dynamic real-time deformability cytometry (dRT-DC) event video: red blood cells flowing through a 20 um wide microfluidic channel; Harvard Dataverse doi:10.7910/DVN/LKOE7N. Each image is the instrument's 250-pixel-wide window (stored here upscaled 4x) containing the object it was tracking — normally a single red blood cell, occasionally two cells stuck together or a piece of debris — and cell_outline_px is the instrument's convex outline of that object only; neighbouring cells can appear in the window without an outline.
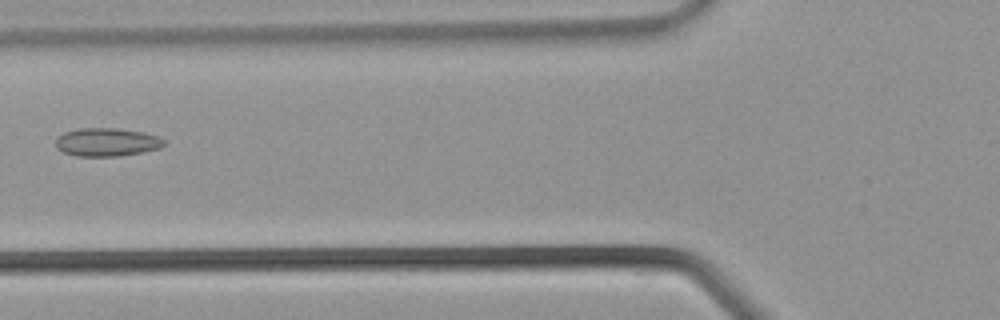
{"species": "common noctule bat (a hibernating species)", "species_latin": "Nyctalus noctula", "temperature_condition": "warm", "stored_images_in_passage": 36, "camera_frame_rate_fps": 3000, "um_per_image_px": 0.085, "animal": {"sex": "male", "body_mass_g": 21.5, "forearm_length_mm": 52.0}, "frame": {"image": 1, "passage_image": 14, "time_ms": 4.333, "image_size_px": [1000, 320], "cell_outline_px": [[164, 144], [160, 148], [140, 152], [116, 156], [76, 156], [64, 152], [56, 148], [56, 140], [64, 132], [80, 128], [116, 128], [144, 132], [160, 136], [164, 140]], "centroid_in_image_um": [9.08, 12.07], "position_along_channel_um": 116.7, "area_um2": 17.74}}
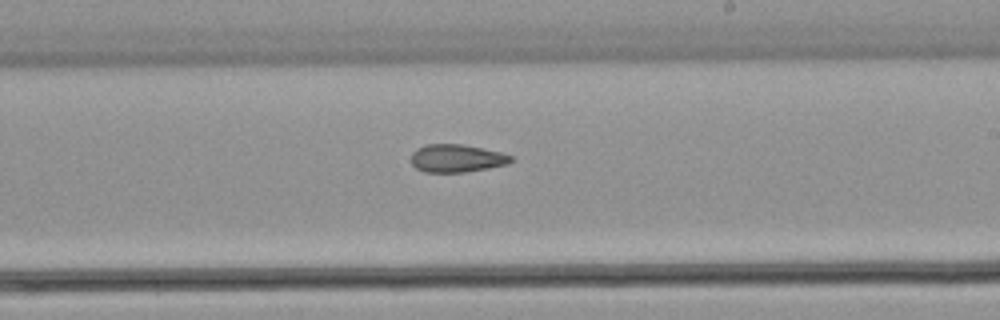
{"frame": {"image": 2, "passage_image": 21, "time_ms": 6.667, "image_size_px": [1000, 320], "cell_outline_px": [[512, 160], [508, 164], [488, 168], [464, 172], [424, 172], [416, 168], [412, 164], [412, 152], [416, 148], [424, 144], [460, 144], [500, 152], [512, 156]], "centroid_in_image_um": [38.78, 13.45], "position_along_channel_um": 250.2, "area_um2": 16.13}}
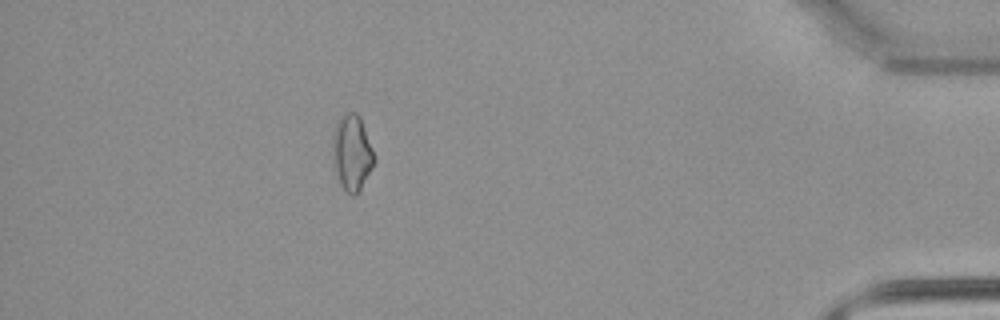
{"frame": {"image": 3, "passage_image": 32, "time_ms": 10.333, "image_size_px": [1000, 320], "cell_outline_px": [[376, 160], [372, 168], [356, 196], [352, 196], [340, 184], [336, 172], [332, 152], [332, 136], [336, 120], [344, 112], [356, 112], [360, 116], [376, 156]], "centroid_in_image_um": [29.92, 12.93], "position_along_channel_um": 405.3, "area_um2": 18.61}}